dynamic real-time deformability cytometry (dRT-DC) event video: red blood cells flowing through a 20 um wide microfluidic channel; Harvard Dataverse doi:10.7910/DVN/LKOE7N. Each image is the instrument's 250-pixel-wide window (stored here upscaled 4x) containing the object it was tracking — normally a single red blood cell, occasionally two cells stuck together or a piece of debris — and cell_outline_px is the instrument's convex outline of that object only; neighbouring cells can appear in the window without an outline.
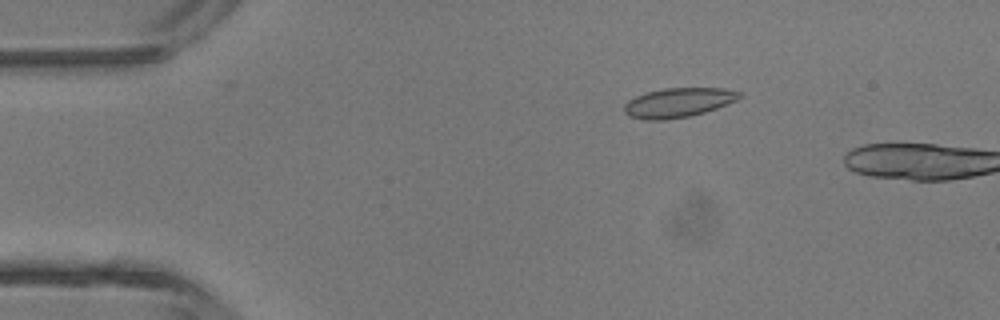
{"species": "common noctule bat (a hibernating species)", "species_latin": "Nyctalus noctula", "temperature_condition": "room temperature", "stored_images_in_passage": 3, "camera_frame_rate_fps": 3000, "um_per_image_px": 0.085, "animal": {"sex": "male", "body_mass_g": 13.3}, "frame": {"image": 1, "passage_image": 2, "time_ms": 1.333, "image_size_px": [1000, 320], "cell_outline_px": [[740, 96], [736, 100], [716, 108], [704, 112], [688, 116], [664, 120], [644, 120], [628, 116], [624, 112], [624, 104], [628, 100], [636, 96], [648, 92], [664, 88], [724, 88], [740, 92]], "centroid_in_image_um": [57.6, 8.72], "position_along_channel_um": 27.4, "area_um2": 19.59}}